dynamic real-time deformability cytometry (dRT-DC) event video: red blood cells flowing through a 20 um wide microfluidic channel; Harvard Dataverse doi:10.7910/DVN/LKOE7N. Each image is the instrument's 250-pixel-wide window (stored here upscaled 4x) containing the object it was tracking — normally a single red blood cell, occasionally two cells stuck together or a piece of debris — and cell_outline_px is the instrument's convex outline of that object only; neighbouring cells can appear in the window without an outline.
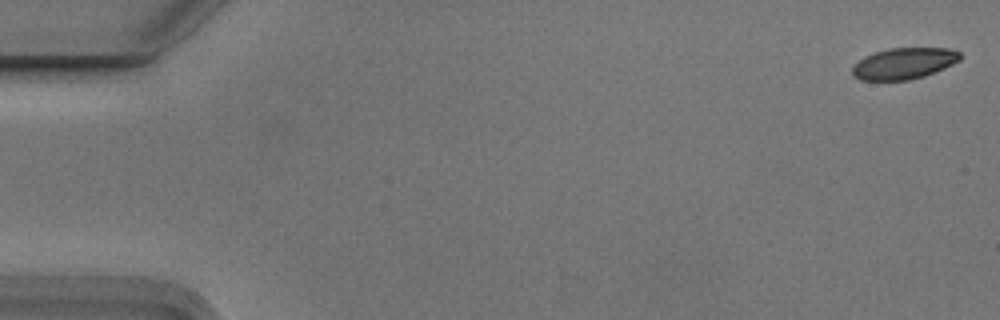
{"species": "Egyptian fruit bat (a non-hibernating species)", "species_latin": "Rousettus aegyptiacus", "temperature_condition": "cold", "stored_images_in_passage": 5, "camera_frame_rate_fps": 3000, "um_per_image_px": 0.085, "animal": {"sex": "male"}, "frame": {"image": 1, "passage_image": 1, "time_ms": 0.0, "image_size_px": [1000, 320], "cell_outline_px": [[960, 60], [944, 68], [924, 76], [908, 80], [860, 80], [852, 76], [852, 68], [864, 56], [888, 48], [948, 48], [960, 52]], "centroid_in_image_um": [76.82, 5.39], "position_along_channel_um": 8.2, "area_um2": 19.54}}
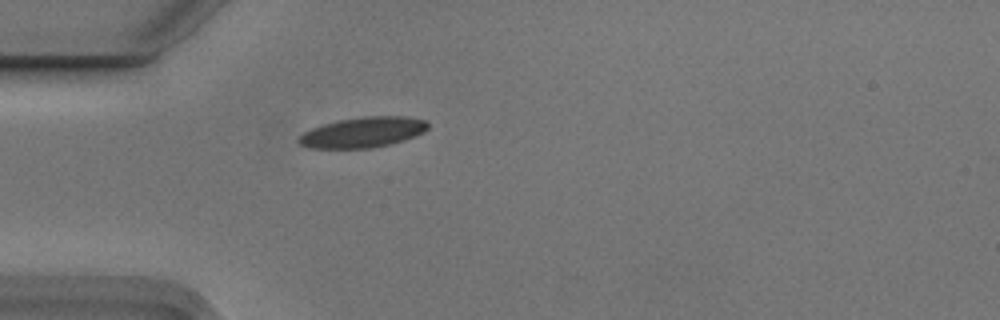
{"frame": {"image": 2, "passage_image": 5, "time_ms": 1.333, "image_size_px": [1000, 320], "cell_outline_px": [[428, 128], [424, 132], [416, 136], [392, 144], [372, 148], [308, 148], [300, 144], [296, 140], [304, 132], [312, 128], [324, 124], [340, 120], [364, 116], [404, 116], [424, 120], [428, 124]], "centroid_in_image_um": [30.86, 11.25], "position_along_channel_um": 54.1, "area_um2": 22.89}}